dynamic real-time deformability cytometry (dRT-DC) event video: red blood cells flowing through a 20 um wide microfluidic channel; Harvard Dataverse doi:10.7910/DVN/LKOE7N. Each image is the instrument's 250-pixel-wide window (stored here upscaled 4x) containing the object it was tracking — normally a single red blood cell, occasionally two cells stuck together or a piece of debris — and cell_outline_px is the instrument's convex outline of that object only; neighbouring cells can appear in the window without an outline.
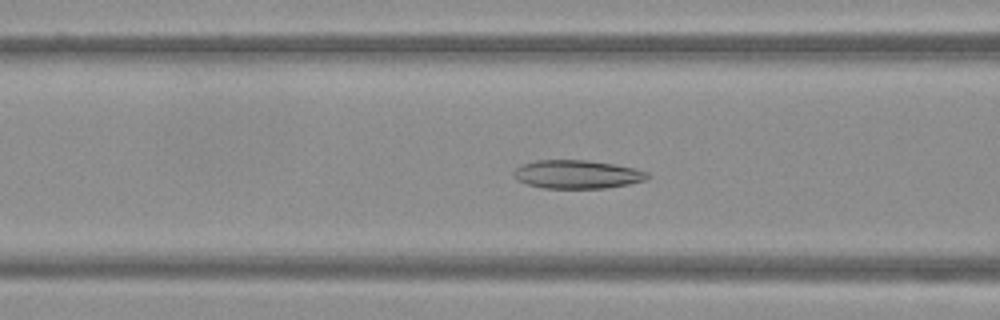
{"species": "Egyptian fruit bat (a non-hibernating species)", "species_latin": "Rousettus aegyptiacus", "temperature_condition": "warm", "stored_images_in_passage": 50, "camera_frame_rate_fps": 3000, "um_per_image_px": 0.085, "frame": {"image": 1, "passage_image": 20, "time_ms": 6.333, "image_size_px": [1000, 320], "cell_outline_px": [[652, 176], [644, 180], [628, 184], [604, 188], [544, 188], [528, 184], [516, 180], [512, 176], [512, 172], [520, 164], [536, 160], [588, 160], [612, 164], [632, 168], [648, 172]], "centroid_in_image_um": [49.0, 14.81], "position_along_channel_um": 117.6, "area_um2": 22.2}}
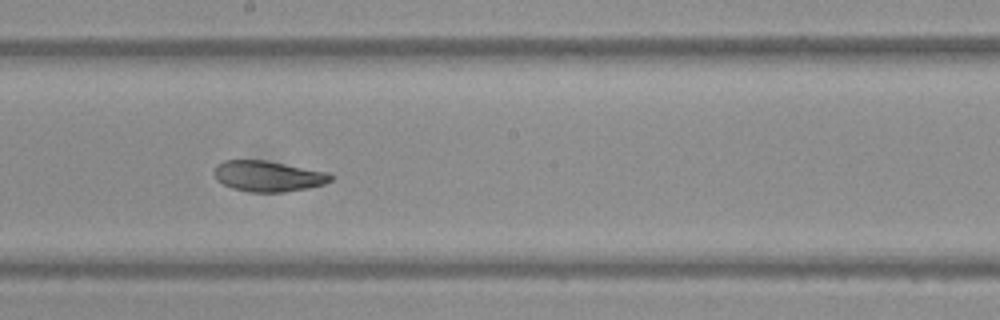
{"frame": {"image": 2, "passage_image": 28, "time_ms": 9.0, "image_size_px": [1000, 320], "cell_outline_px": [[336, 176], [332, 180], [324, 184], [308, 188], [280, 192], [252, 192], [232, 188], [216, 180], [212, 172], [216, 164], [224, 160], [264, 160], [332, 172]], "centroid_in_image_um": [22.82, 14.96], "position_along_channel_um": 225.4, "area_um2": 21.21}}
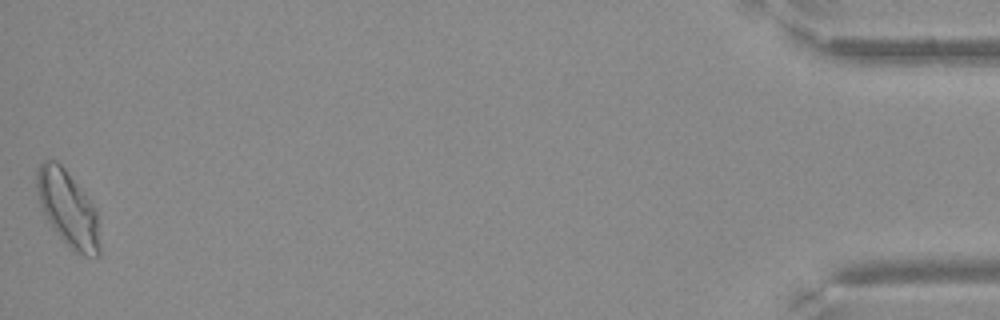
{"frame": {"image": 3, "passage_image": 50, "time_ms": 16.333, "image_size_px": [1000, 320], "cell_outline_px": [[100, 256], [84, 256], [72, 252], [52, 228], [40, 204], [36, 188], [36, 172], [40, 164], [44, 160], [56, 160], [64, 168], [88, 200], [96, 212], [100, 244]], "centroid_in_image_um": [5.75, 17.79], "position_along_channel_um": 429.4, "area_um2": 27.4}}